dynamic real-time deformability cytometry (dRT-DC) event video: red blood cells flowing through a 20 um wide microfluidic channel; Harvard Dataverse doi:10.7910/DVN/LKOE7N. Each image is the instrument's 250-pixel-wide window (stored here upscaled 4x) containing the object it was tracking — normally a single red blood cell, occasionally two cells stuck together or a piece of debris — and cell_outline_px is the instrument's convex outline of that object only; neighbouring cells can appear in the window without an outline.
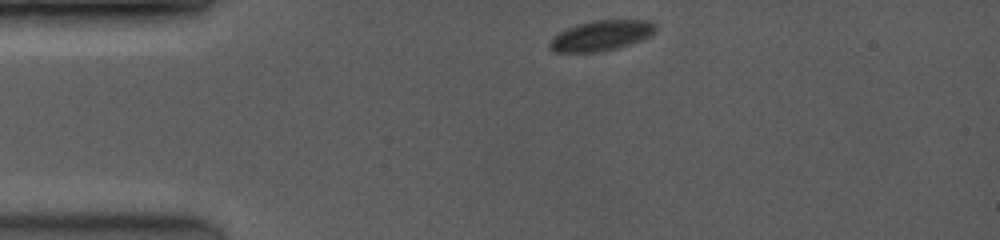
{"species": "common noctule bat (a hibernating species)", "species_latin": "Nyctalus noctula", "temperature_condition": "room temperature", "stored_images_in_passage": 57, "camera_frame_rate_fps": 3500, "um_per_image_px": 0.085, "animal": {"sex": "female", "body_mass_g": 19.0, "forearm_length_mm": 53.3}, "frame": {"image": 1, "passage_image": 1, "time_ms": 0.0, "image_size_px": [1000, 240], "cell_outline_px": [[656, 32], [640, 40], [616, 48], [600, 52], [552, 52], [548, 48], [548, 44], [552, 36], [568, 28], [580, 24], [596, 20], [648, 20], [656, 24]], "centroid_in_image_um": [51.07, 3.03], "position_along_channel_um": 33.9, "area_um2": 18.61}}
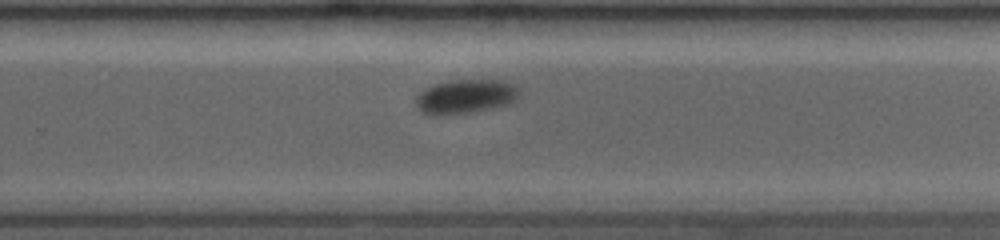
{"frame": {"image": 2, "passage_image": 48, "time_ms": 7.714, "image_size_px": [1000, 240], "cell_outline_px": [[516, 96], [508, 104], [468, 112], [424, 112], [416, 104], [416, 96], [424, 88], [448, 80], [504, 80], [516, 84]], "centroid_in_image_um": [39.58, 8.13], "position_along_channel_um": 290.2, "area_um2": 19.48}}
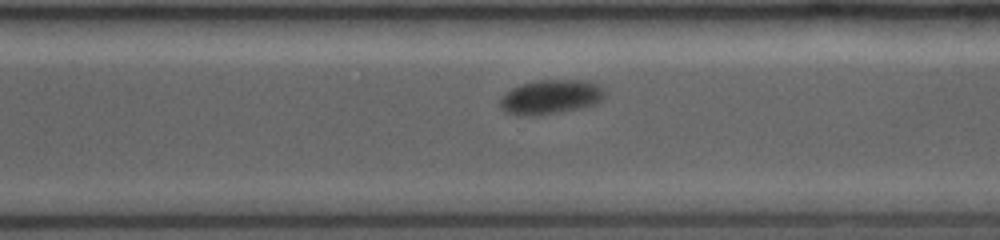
{"frame": {"image": 3, "passage_image": 53, "time_ms": 8.571, "image_size_px": [1000, 240], "cell_outline_px": [[608, 92], [596, 104], [580, 108], [556, 112], [528, 116], [516, 116], [504, 112], [500, 108], [500, 100], [512, 88], [524, 84], [540, 80], [580, 80], [600, 84]], "centroid_in_image_um": [46.84, 8.25], "position_along_channel_um": 323.8, "area_um2": 20.87}}